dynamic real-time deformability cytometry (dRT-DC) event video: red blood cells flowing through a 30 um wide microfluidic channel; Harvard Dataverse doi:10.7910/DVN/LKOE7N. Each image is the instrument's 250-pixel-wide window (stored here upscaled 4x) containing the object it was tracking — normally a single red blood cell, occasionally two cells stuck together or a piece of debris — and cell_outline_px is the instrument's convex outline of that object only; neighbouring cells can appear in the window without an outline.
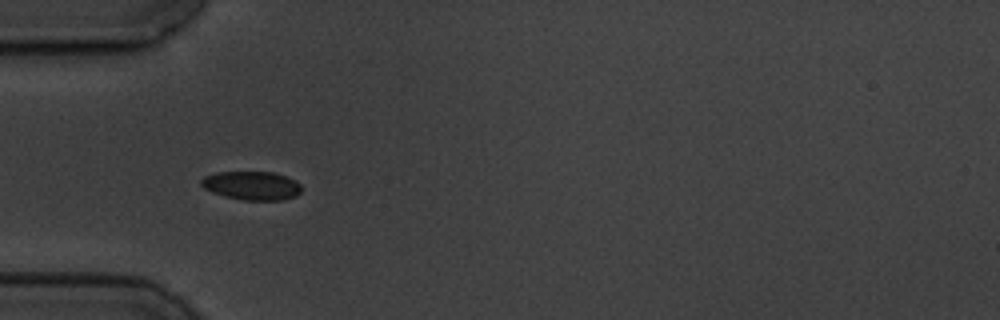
{"species": "common noctule bat (a hibernating species)", "species_latin": "Nyctalus noctula", "temperature_condition": "cold", "stored_images_in_passage": 2, "camera_frame_rate_fps": 3000, "um_per_image_px": 0.085, "animal": {"sex": "male", "body_mass_g": 19.5, "forearm_length_mm": 54.6}, "frame": {"image": 1, "passage_image": 1, "time_ms": 0.0, "image_size_px": [1000, 320], "cell_outline_px": [[300, 192], [296, 196], [284, 200], [244, 200], [224, 196], [212, 192], [204, 188], [200, 184], [200, 180], [204, 176], [216, 172], [272, 172], [284, 176], [300, 184]], "centroid_in_image_um": [21.36, 15.78], "position_along_channel_um": 63.6, "area_um2": 16.65}}
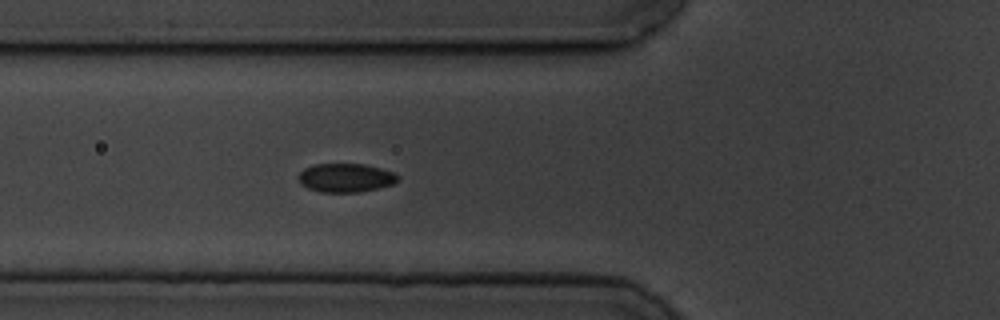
{"frame": {"image": 2, "passage_image": 2, "time_ms": 1.0, "image_size_px": [1000, 320], "cell_outline_px": [[400, 180], [392, 184], [380, 188], [360, 192], [320, 192], [308, 188], [300, 184], [296, 176], [304, 168], [312, 164], [364, 164], [396, 172], [400, 176]], "centroid_in_image_um": [29.39, 15.11], "position_along_channel_um": 96.4, "area_um2": 16.99}}